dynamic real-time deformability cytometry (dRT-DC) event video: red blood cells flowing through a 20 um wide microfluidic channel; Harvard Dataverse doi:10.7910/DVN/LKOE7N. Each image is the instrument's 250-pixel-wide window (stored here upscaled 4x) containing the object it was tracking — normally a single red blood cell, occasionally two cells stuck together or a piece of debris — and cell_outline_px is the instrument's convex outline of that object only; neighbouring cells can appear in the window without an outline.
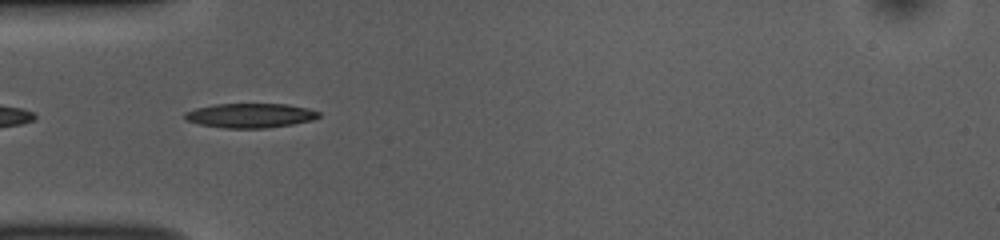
{"species": "common noctule bat (a hibernating species)", "species_latin": "Nyctalus noctula", "temperature_condition": "room temperature", "stored_images_in_passage": 38, "camera_frame_rate_fps": 3000, "um_per_image_px": 0.085, "animal": {"sex": "female", "body_mass_g": 10.0, "forearm_length_mm": 53.1}, "frame": {"image": 1, "passage_image": 2, "time_ms": 0.333, "image_size_px": [1000, 240], "cell_outline_px": [[320, 116], [312, 120], [292, 124], [264, 128], [224, 128], [200, 124], [184, 120], [184, 112], [196, 108], [212, 104], [288, 104], [308, 108], [320, 112]], "centroid_in_image_um": [21.25, 9.81], "position_along_channel_um": 63.8, "area_um2": 19.13}}
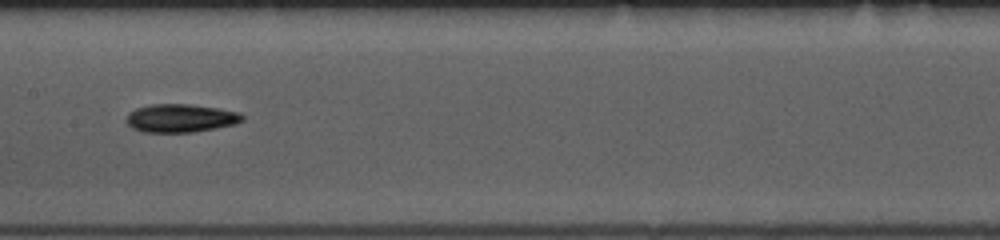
{"frame": {"image": 2, "passage_image": 12, "time_ms": 3.667, "image_size_px": [1000, 240], "cell_outline_px": [[244, 120], [232, 124], [216, 128], [192, 132], [144, 132], [132, 128], [124, 120], [128, 112], [136, 108], [152, 104], [188, 104], [220, 108], [240, 112], [244, 116]], "centroid_in_image_um": [15.33, 10.03], "position_along_channel_um": 192.1, "area_um2": 19.19}}
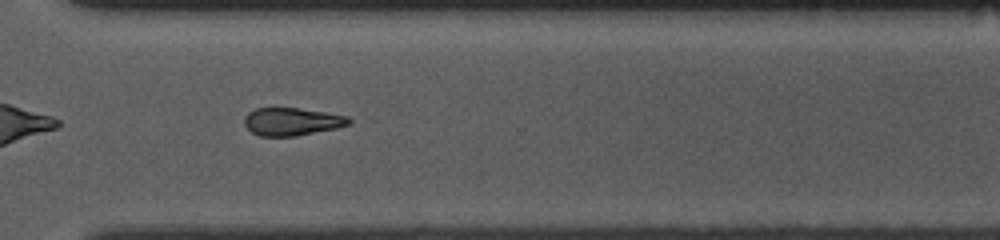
{"frame": {"image": 3, "passage_image": 24, "time_ms": 7.667, "image_size_px": [1000, 240], "cell_outline_px": [[352, 124], [336, 128], [296, 136], [260, 136], [252, 132], [244, 124], [244, 116], [248, 112], [256, 108], [300, 108], [348, 116], [352, 120]], "centroid_in_image_um": [24.82, 10.33], "position_along_channel_um": 345.8, "area_um2": 16.99}, "authors_computed_cell_mechanics": {"area_um2": 18.0047, "velocity_mm_per_s": 3.86, "shape_relaxation_time_tau1_ms": 3.9412, "shape_relaxation_time_tau2_ms": null, "deformation_change_tau1": 0.1301, "deformation_change_tau2": null}}